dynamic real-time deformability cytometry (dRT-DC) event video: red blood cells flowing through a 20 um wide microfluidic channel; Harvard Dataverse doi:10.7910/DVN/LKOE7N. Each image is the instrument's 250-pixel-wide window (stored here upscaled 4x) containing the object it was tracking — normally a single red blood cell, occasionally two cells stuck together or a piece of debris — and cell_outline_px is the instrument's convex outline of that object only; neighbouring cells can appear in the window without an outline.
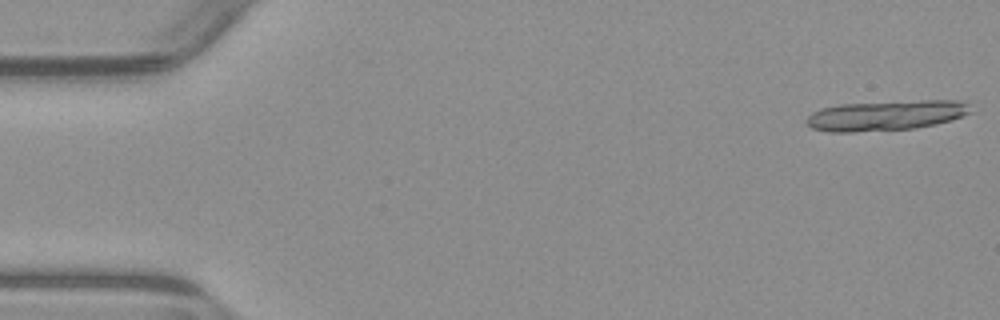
{"species": "common noctule bat (a hibernating species)", "species_latin": "Nyctalus noctula", "temperature_condition": "warm", "stored_images_in_passage": 13, "camera_frame_rate_fps": 3000, "um_per_image_px": 0.085, "animal": {"sex": "male", "body_mass_g": 23.1, "forearm_length_mm": 52.7}, "frame": {"image": 1, "passage_image": 1, "time_ms": 0.0, "image_size_px": [1000, 320], "cell_outline_px": [[976, 112], [936, 124], [916, 128], [856, 132], [828, 132], [812, 128], [804, 120], [812, 112], [820, 108], [840, 104], [920, 100], [956, 100], [968, 104]], "centroid_in_image_um": [75.32, 9.81], "position_along_channel_um": 9.7, "area_um2": 29.13}}